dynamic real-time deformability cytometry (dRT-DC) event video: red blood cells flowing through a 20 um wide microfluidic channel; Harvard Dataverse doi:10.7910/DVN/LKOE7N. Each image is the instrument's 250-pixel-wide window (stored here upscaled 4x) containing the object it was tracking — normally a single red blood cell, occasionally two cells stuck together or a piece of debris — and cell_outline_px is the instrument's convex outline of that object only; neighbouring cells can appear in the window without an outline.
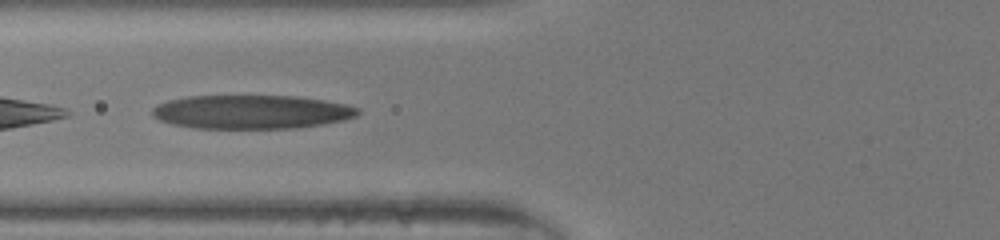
{"species": "human", "species_latin": "Homo sapiens", "temperature_condition": "room temperature", "stored_images_in_passage": 34, "camera_frame_rate_fps": 3000, "um_per_image_px": 0.085, "donor": {"sex": "male"}, "frame": {"image": 1, "passage_image": 10, "time_ms": 3.0, "image_size_px": [1000, 240], "cell_outline_px": [[360, 112], [356, 116], [344, 120], [324, 124], [296, 128], [196, 128], [172, 124], [160, 120], [152, 116], [152, 108], [168, 100], [188, 96], [296, 96], [324, 100], [348, 104], [360, 108]], "centroid_in_image_um": [21.42, 9.51], "position_along_channel_um": 104.4, "area_um2": 40.58}}
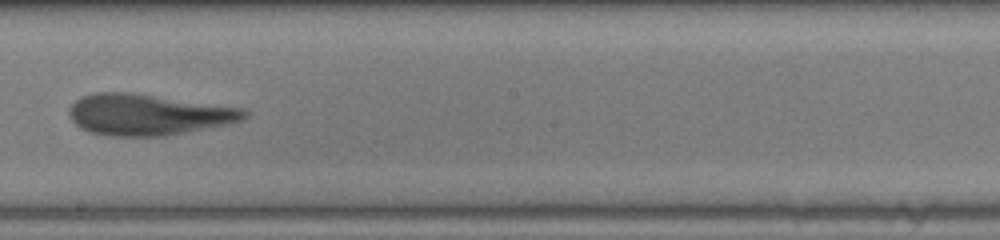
{"frame": {"image": 2, "passage_image": 19, "time_ms": 6.0, "image_size_px": [1000, 240], "cell_outline_px": [[248, 116], [240, 120], [228, 124], [164, 136], [108, 136], [88, 132], [80, 128], [72, 120], [68, 112], [68, 108], [80, 96], [96, 92], [132, 92], [244, 108], [248, 112]], "centroid_in_image_um": [12.55, 9.73], "position_along_channel_um": 235.6, "area_um2": 42.19}}
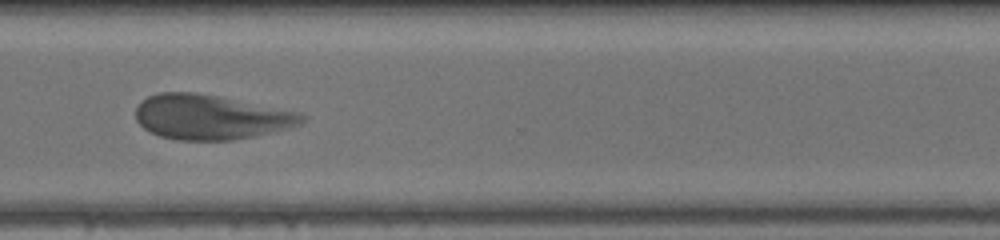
{"frame": {"image": 3, "passage_image": 27, "time_ms": 8.667, "image_size_px": [1000, 240], "cell_outline_px": [[308, 116], [300, 124], [288, 128], [236, 140], [180, 140], [160, 136], [144, 128], [136, 120], [136, 108], [148, 96], [160, 92], [192, 92], [216, 96], [300, 112]], "centroid_in_image_um": [17.92, 9.95], "position_along_channel_um": 352.7, "area_um2": 42.95}}